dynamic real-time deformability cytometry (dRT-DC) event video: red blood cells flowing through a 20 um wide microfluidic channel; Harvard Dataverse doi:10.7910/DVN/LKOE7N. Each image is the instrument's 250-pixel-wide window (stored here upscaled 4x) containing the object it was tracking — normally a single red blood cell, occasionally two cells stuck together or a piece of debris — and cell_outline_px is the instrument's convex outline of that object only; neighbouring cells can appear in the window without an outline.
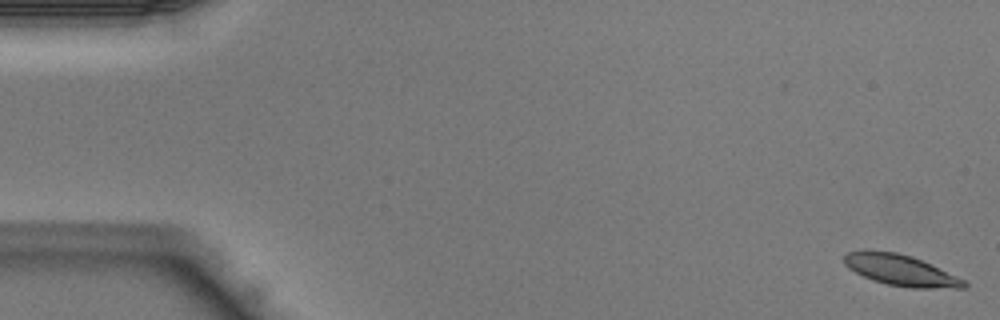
{"species": "Egyptian fruit bat (a non-hibernating species)", "species_latin": "Rousettus aegyptiacus", "temperature_condition": "warm", "stored_images_in_passage": 8, "camera_frame_rate_fps": 3000, "um_per_image_px": 0.085, "animal": {"sex": "male"}, "frame": {"image": 1, "passage_image": 1, "time_ms": 0.0, "image_size_px": [1000, 320], "cell_outline_px": [[968, 284], [964, 288], [912, 288], [888, 284], [872, 280], [848, 268], [844, 264], [844, 256], [848, 252], [864, 248], [868, 248], [896, 252], [912, 256], [956, 276], [964, 280]], "centroid_in_image_um": [76.49, 22.94], "position_along_channel_um": 8.5, "area_um2": 21.73}}